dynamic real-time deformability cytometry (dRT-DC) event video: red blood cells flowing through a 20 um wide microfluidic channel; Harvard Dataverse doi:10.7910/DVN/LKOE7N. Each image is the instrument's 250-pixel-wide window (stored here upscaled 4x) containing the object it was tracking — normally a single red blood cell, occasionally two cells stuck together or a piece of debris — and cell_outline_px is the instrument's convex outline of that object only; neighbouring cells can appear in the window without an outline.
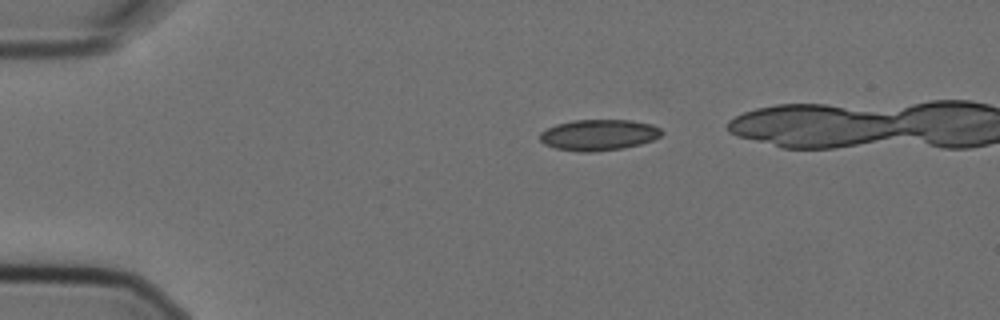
{"species": "Egyptian fruit bat (a non-hibernating species)", "species_latin": "Rousettus aegyptiacus", "temperature_condition": "cold", "stored_images_in_passage": 2, "camera_frame_rate_fps": 3000, "um_per_image_px": 0.085, "animal": {"sex": "female"}, "frame": {"image": 1, "passage_image": 2, "time_ms": 0.333, "image_size_px": [1000, 320], "cell_outline_px": [[664, 132], [660, 136], [652, 140], [640, 144], [620, 148], [592, 152], [580, 152], [556, 148], [544, 144], [540, 140], [540, 132], [556, 124], [572, 120], [632, 120], [652, 124], [660, 128]], "centroid_in_image_um": [50.89, 11.46], "position_along_channel_um": 34.1, "area_um2": 21.96}}